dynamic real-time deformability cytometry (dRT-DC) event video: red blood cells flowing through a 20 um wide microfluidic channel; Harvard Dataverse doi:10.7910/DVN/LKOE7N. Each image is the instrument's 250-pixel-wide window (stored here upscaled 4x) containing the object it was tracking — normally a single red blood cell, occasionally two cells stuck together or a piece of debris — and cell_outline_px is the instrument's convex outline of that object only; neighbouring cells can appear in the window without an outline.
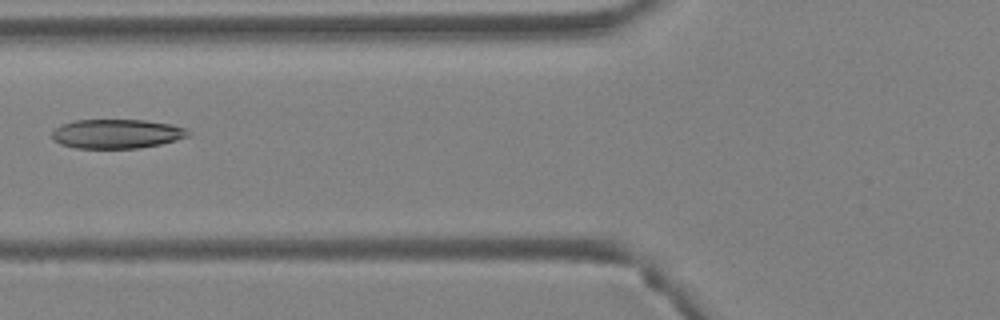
{"species": "Egyptian fruit bat (a non-hibernating species)", "species_latin": "Rousettus aegyptiacus", "temperature_condition": "warm", "stored_images_in_passage": 2, "camera_frame_rate_fps": 3000, "um_per_image_px": 0.085, "animal": {"sex": "female"}, "frame": {"image": 1, "passage_image": 2, "time_ms": 0.333, "image_size_px": [1000, 320], "cell_outline_px": [[192, 132], [188, 136], [176, 140], [160, 144], [136, 148], [76, 148], [60, 144], [52, 136], [52, 132], [60, 124], [76, 120], [144, 120], [172, 124], [188, 128]], "centroid_in_image_um": [9.96, 11.36], "position_along_channel_um": 115.8, "area_um2": 23.24}}